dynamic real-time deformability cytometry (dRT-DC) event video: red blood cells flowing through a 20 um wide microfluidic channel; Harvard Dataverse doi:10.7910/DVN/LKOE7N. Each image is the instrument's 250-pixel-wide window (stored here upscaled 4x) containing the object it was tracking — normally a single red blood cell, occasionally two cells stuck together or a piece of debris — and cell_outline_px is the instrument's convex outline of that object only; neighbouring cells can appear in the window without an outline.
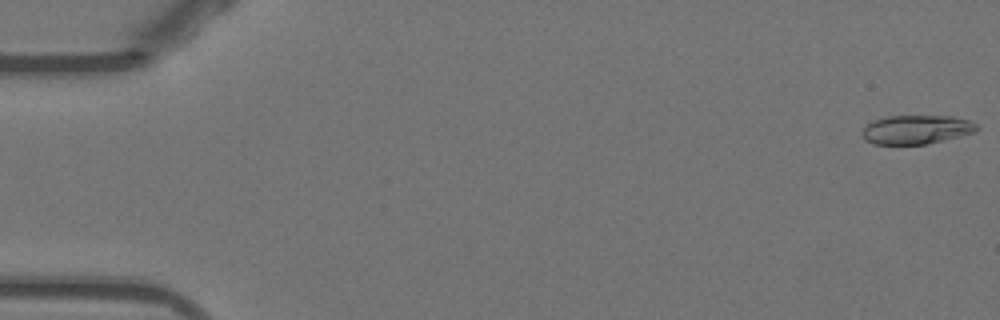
{"species": "Egyptian fruit bat (a non-hibernating species)", "species_latin": "Rousettus aegyptiacus", "temperature_condition": "warm", "stored_images_in_passage": 52, "camera_frame_rate_fps": 3000, "um_per_image_px": 0.085, "animal": {"sex": "female"}, "frame": {"image": 1, "passage_image": 1, "time_ms": 0.0, "image_size_px": [1000, 320], "cell_outline_px": [[980, 128], [976, 132], [944, 140], [924, 144], [872, 144], [864, 140], [864, 128], [872, 120], [888, 116], [952, 116], [968, 120], [976, 124]], "centroid_in_image_um": [77.91, 11.01], "position_along_channel_um": 7.1, "area_um2": 19.25}}
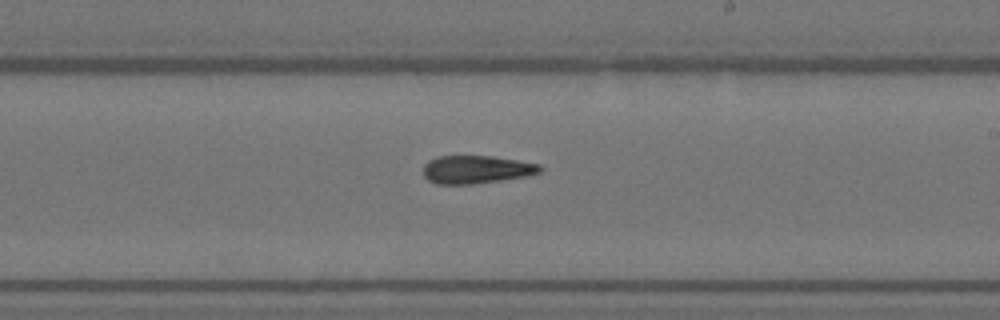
{"frame": {"image": 2, "passage_image": 31, "time_ms": 10.0, "image_size_px": [1000, 320], "cell_outline_px": [[544, 168], [540, 172], [524, 176], [472, 184], [436, 184], [428, 180], [424, 176], [424, 164], [428, 160], [436, 156], [492, 156], [540, 164]], "centroid_in_image_um": [40.45, 14.4], "position_along_channel_um": 248.5, "area_um2": 18.96}}
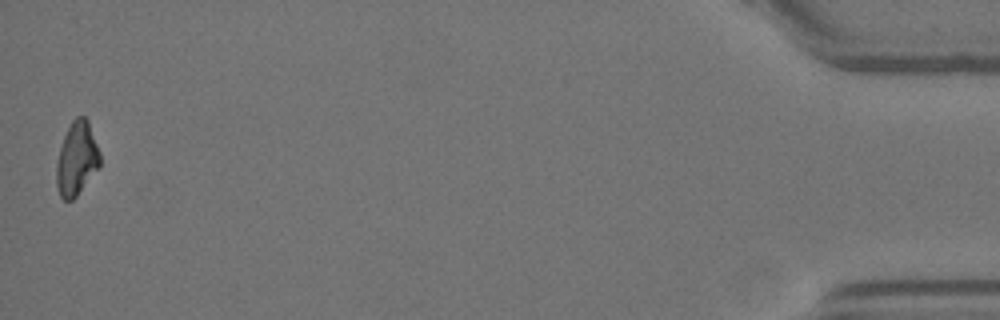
{"frame": {"image": 3, "passage_image": 52, "time_ms": 17.0, "image_size_px": [1000, 320], "cell_outline_px": [[100, 168], [76, 196], [72, 200], [64, 200], [60, 196], [56, 184], [56, 164], [60, 148], [64, 136], [72, 120], [76, 116], [84, 116], [88, 120], [100, 152]], "centroid_in_image_um": [6.53, 13.5], "position_along_channel_um": 428.7, "area_um2": 18.73}, "authors_computed_cell_mechanics": {"area_um2": 19.2474, "velocity_mm_per_s": 3.8978, "shape_relaxation_time_tau1_ms": null, "shape_relaxation_time_tau2_ms": 5.1332, "deformation_change_tau1": null, "deformation_change_tau2": 0.1467}}